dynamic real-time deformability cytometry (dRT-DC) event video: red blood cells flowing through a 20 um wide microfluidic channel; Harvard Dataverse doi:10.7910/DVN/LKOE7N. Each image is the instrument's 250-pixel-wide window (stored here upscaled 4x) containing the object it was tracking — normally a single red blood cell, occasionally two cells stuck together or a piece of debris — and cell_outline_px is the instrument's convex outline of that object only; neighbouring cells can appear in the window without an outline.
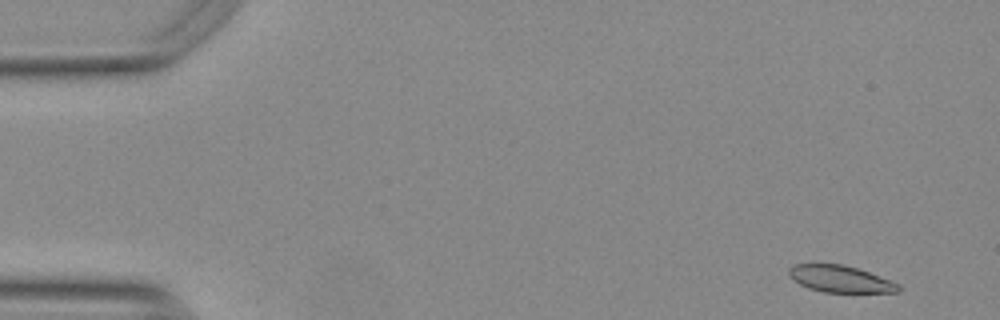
{"species": "Egyptian fruit bat (a non-hibernating species)", "species_latin": "Rousettus aegyptiacus", "temperature_condition": "warm", "stored_images_in_passage": 24, "camera_frame_rate_fps": 3000, "um_per_image_px": 0.085, "animal": {"sex": "female"}, "frame": {"image": 1, "passage_image": 2, "time_ms": 0.333, "image_size_px": [1000, 320], "cell_outline_px": [[900, 292], [824, 292], [808, 288], [800, 284], [788, 276], [788, 268], [796, 264], [812, 260], [844, 264], [868, 272], [900, 284]], "centroid_in_image_um": [71.32, 23.65], "position_along_channel_um": 13.7, "area_um2": 17.69}}
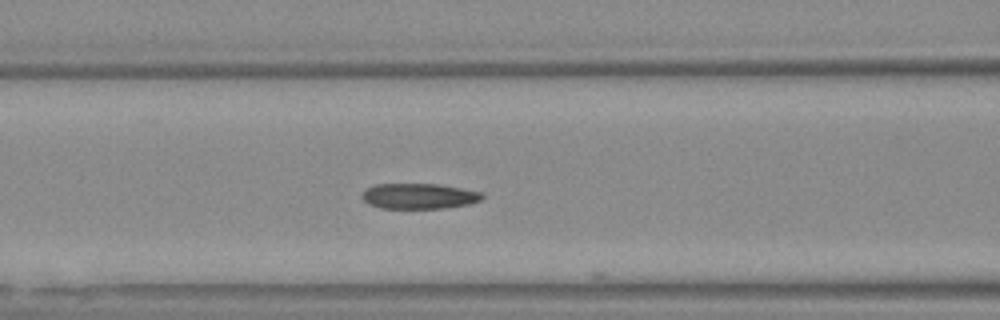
{"frame": {"image": 2, "passage_image": 21, "time_ms": 6.667, "image_size_px": [1000, 320], "cell_outline_px": [[484, 196], [480, 200], [468, 204], [444, 208], [380, 208], [368, 204], [360, 196], [364, 188], [376, 184], [440, 184], [480, 192]], "centroid_in_image_um": [35.55, 16.66], "position_along_channel_um": 131.1, "area_um2": 17.86}}